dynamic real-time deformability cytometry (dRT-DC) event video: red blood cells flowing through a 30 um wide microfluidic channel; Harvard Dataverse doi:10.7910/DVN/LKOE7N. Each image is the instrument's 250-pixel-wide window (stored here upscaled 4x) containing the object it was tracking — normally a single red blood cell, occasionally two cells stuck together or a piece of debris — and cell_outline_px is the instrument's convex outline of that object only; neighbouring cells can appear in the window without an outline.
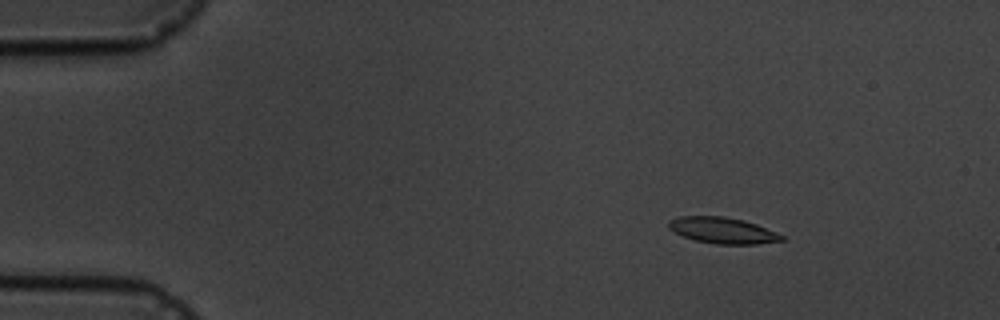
{"species": "common noctule bat (a hibernating species)", "species_latin": "Nyctalus noctula", "temperature_condition": "cold", "stored_images_in_passage": 7, "camera_frame_rate_fps": 3000, "um_per_image_px": 0.085, "animal": {"sex": "male", "body_mass_g": 19.5, "forearm_length_mm": 54.6}, "frame": {"image": 1, "passage_image": 3, "time_ms": 2.333, "image_size_px": [1000, 320], "cell_outline_px": [[784, 240], [756, 244], [716, 244], [696, 240], [684, 236], [668, 228], [668, 220], [676, 216], [724, 216], [744, 220], [756, 224], [784, 236]], "centroid_in_image_um": [61.4, 19.57], "position_along_channel_um": 23.6, "area_um2": 17.11}}
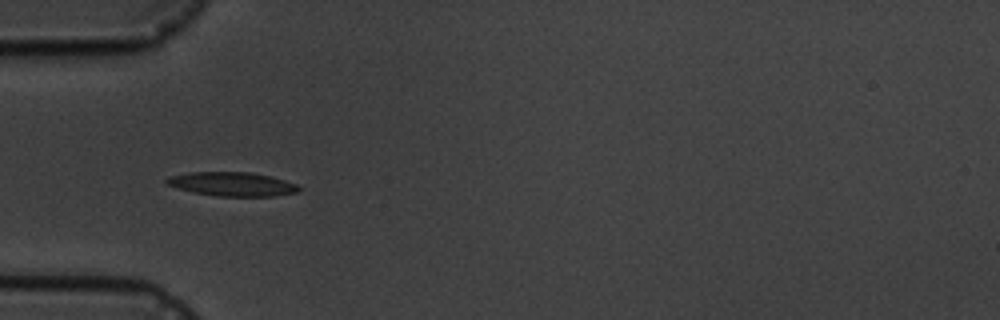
{"frame": {"image": 2, "passage_image": 6, "time_ms": 5.667, "image_size_px": [1000, 320], "cell_outline_px": [[300, 188], [296, 192], [276, 196], [216, 196], [192, 192], [164, 184], [164, 180], [168, 176], [192, 172], [248, 172], [268, 176], [284, 180], [296, 184]], "centroid_in_image_um": [19.67, 15.65], "position_along_channel_um": 65.3, "area_um2": 18.38}}
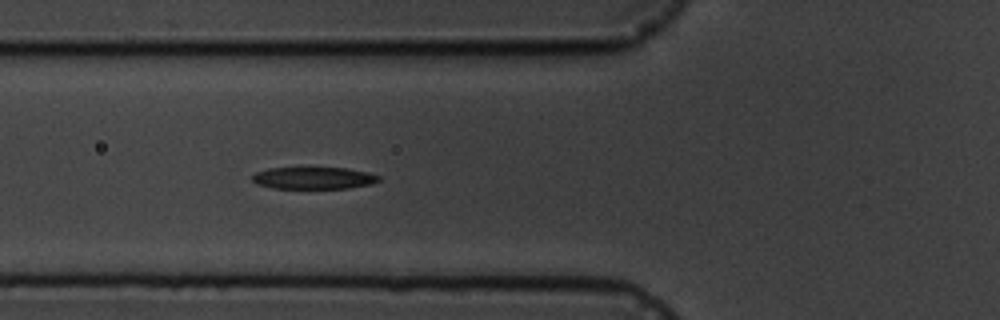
{"frame": {"image": 3, "passage_image": 7, "time_ms": 6.667, "image_size_px": [1000, 320], "cell_outline_px": [[380, 180], [372, 184], [348, 188], [272, 188], [256, 184], [252, 180], [252, 176], [256, 172], [268, 168], [304, 164], [348, 168], [368, 172], [380, 176]], "centroid_in_image_um": [26.63, 15.07], "position_along_channel_um": 99.2, "area_um2": 17.4}}